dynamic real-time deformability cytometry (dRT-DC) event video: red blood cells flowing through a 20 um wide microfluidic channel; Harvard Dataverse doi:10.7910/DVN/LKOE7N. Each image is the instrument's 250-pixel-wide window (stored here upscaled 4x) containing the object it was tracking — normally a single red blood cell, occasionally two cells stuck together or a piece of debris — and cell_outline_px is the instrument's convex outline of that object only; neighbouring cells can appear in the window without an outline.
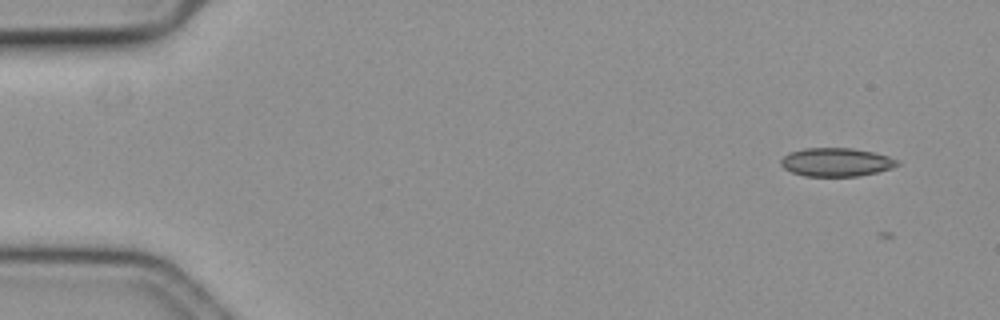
{"species": "common noctule bat (a hibernating species)", "species_latin": "Nyctalus noctula", "temperature_condition": "cold", "stored_images_in_passage": 2, "camera_frame_rate_fps": 3000, "um_per_image_px": 0.085, "animal": {"sex": "female", "body_mass_g": 19.3, "forearm_length_mm": 54.1}, "frame": {"image": 1, "passage_image": 1, "time_ms": 0.0, "image_size_px": [1000, 320], "cell_outline_px": [[900, 164], [892, 168], [876, 172], [856, 176], [804, 176], [792, 172], [784, 168], [780, 164], [780, 160], [788, 152], [804, 148], [852, 148], [872, 152], [888, 156], [896, 160]], "centroid_in_image_um": [71.04, 13.78], "position_along_channel_um": 14.0, "area_um2": 19.25}}